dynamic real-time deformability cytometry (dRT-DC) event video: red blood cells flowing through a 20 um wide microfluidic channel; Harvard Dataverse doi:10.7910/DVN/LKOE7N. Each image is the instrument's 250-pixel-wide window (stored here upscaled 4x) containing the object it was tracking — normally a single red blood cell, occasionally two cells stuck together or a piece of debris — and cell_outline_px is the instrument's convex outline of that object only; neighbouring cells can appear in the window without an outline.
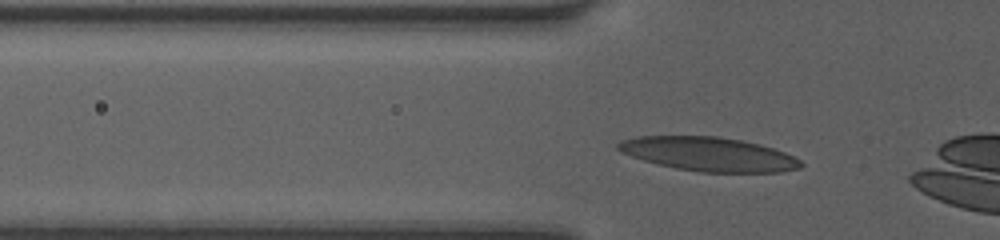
{"species": "human", "species_latin": "Homo sapiens", "temperature_condition": "room temperature", "stored_images_in_passage": 6, "camera_frame_rate_fps": 3000, "um_per_image_px": 0.085, "donor": {"sex": "female"}, "frame": {"image": 1, "passage_image": 4, "time_ms": 1.0, "image_size_px": [1000, 240], "cell_outline_px": [[804, 164], [800, 168], [780, 172], [700, 172], [676, 168], [656, 164], [620, 152], [616, 148], [616, 144], [620, 140], [636, 136], [716, 136], [740, 140], [760, 144], [784, 152], [800, 160]], "centroid_in_image_um": [60.21, 13.1], "position_along_channel_um": 65.6, "area_um2": 36.18}}